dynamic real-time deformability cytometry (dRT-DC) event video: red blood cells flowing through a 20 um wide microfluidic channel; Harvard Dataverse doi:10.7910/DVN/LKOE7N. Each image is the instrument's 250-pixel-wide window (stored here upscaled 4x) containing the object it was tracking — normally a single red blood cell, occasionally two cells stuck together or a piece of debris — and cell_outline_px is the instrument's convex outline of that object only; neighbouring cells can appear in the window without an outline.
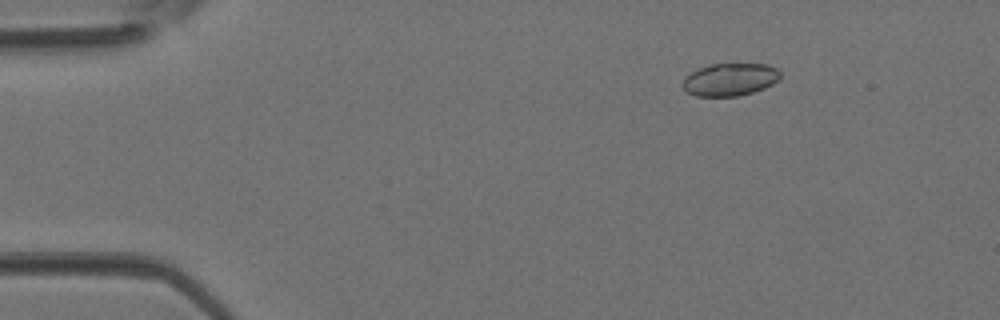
{"species": "Egyptian fruit bat (a non-hibernating species)", "species_latin": "Rousettus aegyptiacus", "temperature_condition": "room temperature", "stored_images_in_passage": 4, "camera_frame_rate_fps": 3000, "um_per_image_px": 0.085, "animal": {"sex": "female"}, "frame": {"image": 1, "passage_image": 2, "time_ms": 0.333, "image_size_px": [1000, 320], "cell_outline_px": [[780, 76], [772, 84], [764, 88], [752, 92], [736, 96], [696, 96], [688, 92], [680, 84], [684, 76], [700, 68], [712, 64], [768, 64], [776, 68], [780, 72]], "centroid_in_image_um": [62.01, 6.75], "position_along_channel_um": 23.0, "area_um2": 18.44}}
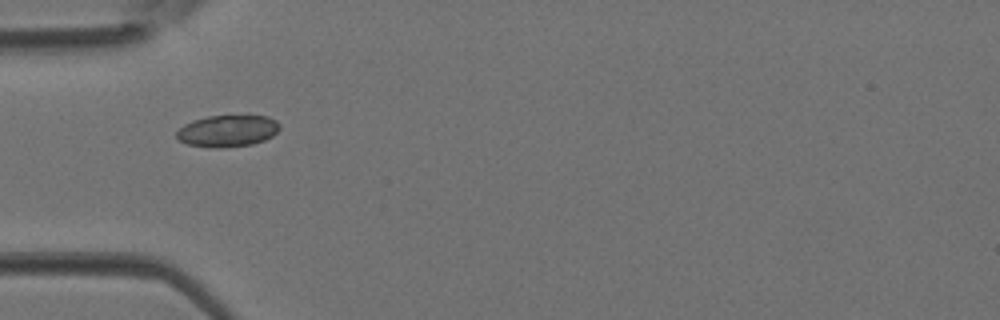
{"frame": {"image": 2, "passage_image": 4, "time_ms": 1.0, "image_size_px": [1000, 320], "cell_outline_px": [[280, 128], [272, 136], [264, 140], [252, 144], [224, 148], [212, 148], [188, 144], [180, 140], [176, 136], [176, 132], [184, 124], [192, 120], [208, 116], [268, 116], [276, 120], [280, 124]], "centroid_in_image_um": [19.34, 11.13], "position_along_channel_um": 65.7, "area_um2": 19.07}}